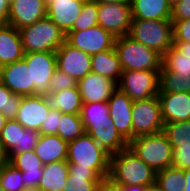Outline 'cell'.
<instances>
[{
	"label": "cell",
	"instance_id": "45",
	"mask_svg": "<svg viewBox=\"0 0 190 191\" xmlns=\"http://www.w3.org/2000/svg\"><path fill=\"white\" fill-rule=\"evenodd\" d=\"M97 4H113V3H121V2H130V0H91Z\"/></svg>",
	"mask_w": 190,
	"mask_h": 191
},
{
	"label": "cell",
	"instance_id": "36",
	"mask_svg": "<svg viewBox=\"0 0 190 191\" xmlns=\"http://www.w3.org/2000/svg\"><path fill=\"white\" fill-rule=\"evenodd\" d=\"M98 25V4L95 2H85L81 14L75 20L70 31H81Z\"/></svg>",
	"mask_w": 190,
	"mask_h": 191
},
{
	"label": "cell",
	"instance_id": "51",
	"mask_svg": "<svg viewBox=\"0 0 190 191\" xmlns=\"http://www.w3.org/2000/svg\"><path fill=\"white\" fill-rule=\"evenodd\" d=\"M181 0H168V3L171 7H174L177 3H179Z\"/></svg>",
	"mask_w": 190,
	"mask_h": 191
},
{
	"label": "cell",
	"instance_id": "28",
	"mask_svg": "<svg viewBox=\"0 0 190 191\" xmlns=\"http://www.w3.org/2000/svg\"><path fill=\"white\" fill-rule=\"evenodd\" d=\"M102 178L91 167L68 164L67 185L62 191H97Z\"/></svg>",
	"mask_w": 190,
	"mask_h": 191
},
{
	"label": "cell",
	"instance_id": "42",
	"mask_svg": "<svg viewBox=\"0 0 190 191\" xmlns=\"http://www.w3.org/2000/svg\"><path fill=\"white\" fill-rule=\"evenodd\" d=\"M11 0H0V26L7 25Z\"/></svg>",
	"mask_w": 190,
	"mask_h": 191
},
{
	"label": "cell",
	"instance_id": "15",
	"mask_svg": "<svg viewBox=\"0 0 190 191\" xmlns=\"http://www.w3.org/2000/svg\"><path fill=\"white\" fill-rule=\"evenodd\" d=\"M163 133L173 149L172 167L190 168V120L165 123Z\"/></svg>",
	"mask_w": 190,
	"mask_h": 191
},
{
	"label": "cell",
	"instance_id": "17",
	"mask_svg": "<svg viewBox=\"0 0 190 191\" xmlns=\"http://www.w3.org/2000/svg\"><path fill=\"white\" fill-rule=\"evenodd\" d=\"M51 108L52 106L48 96H22L15 119L25 129L39 132Z\"/></svg>",
	"mask_w": 190,
	"mask_h": 191
},
{
	"label": "cell",
	"instance_id": "20",
	"mask_svg": "<svg viewBox=\"0 0 190 191\" xmlns=\"http://www.w3.org/2000/svg\"><path fill=\"white\" fill-rule=\"evenodd\" d=\"M83 103L108 102L118 89L113 80L96 73H89L77 83Z\"/></svg>",
	"mask_w": 190,
	"mask_h": 191
},
{
	"label": "cell",
	"instance_id": "48",
	"mask_svg": "<svg viewBox=\"0 0 190 191\" xmlns=\"http://www.w3.org/2000/svg\"><path fill=\"white\" fill-rule=\"evenodd\" d=\"M7 121H8V119L0 112V134H1L4 126L6 125Z\"/></svg>",
	"mask_w": 190,
	"mask_h": 191
},
{
	"label": "cell",
	"instance_id": "24",
	"mask_svg": "<svg viewBox=\"0 0 190 191\" xmlns=\"http://www.w3.org/2000/svg\"><path fill=\"white\" fill-rule=\"evenodd\" d=\"M24 58L20 31L11 25L0 26V63L2 66Z\"/></svg>",
	"mask_w": 190,
	"mask_h": 191
},
{
	"label": "cell",
	"instance_id": "46",
	"mask_svg": "<svg viewBox=\"0 0 190 191\" xmlns=\"http://www.w3.org/2000/svg\"><path fill=\"white\" fill-rule=\"evenodd\" d=\"M7 162V156L4 153L0 143V167Z\"/></svg>",
	"mask_w": 190,
	"mask_h": 191
},
{
	"label": "cell",
	"instance_id": "16",
	"mask_svg": "<svg viewBox=\"0 0 190 191\" xmlns=\"http://www.w3.org/2000/svg\"><path fill=\"white\" fill-rule=\"evenodd\" d=\"M55 53L57 69L68 74L77 82L91 73V55L73 47L67 41Z\"/></svg>",
	"mask_w": 190,
	"mask_h": 191
},
{
	"label": "cell",
	"instance_id": "19",
	"mask_svg": "<svg viewBox=\"0 0 190 191\" xmlns=\"http://www.w3.org/2000/svg\"><path fill=\"white\" fill-rule=\"evenodd\" d=\"M44 0H11L8 25L20 30L46 17Z\"/></svg>",
	"mask_w": 190,
	"mask_h": 191
},
{
	"label": "cell",
	"instance_id": "12",
	"mask_svg": "<svg viewBox=\"0 0 190 191\" xmlns=\"http://www.w3.org/2000/svg\"><path fill=\"white\" fill-rule=\"evenodd\" d=\"M132 19L130 2L98 4V25L116 38L129 35Z\"/></svg>",
	"mask_w": 190,
	"mask_h": 191
},
{
	"label": "cell",
	"instance_id": "40",
	"mask_svg": "<svg viewBox=\"0 0 190 191\" xmlns=\"http://www.w3.org/2000/svg\"><path fill=\"white\" fill-rule=\"evenodd\" d=\"M190 19V0H181L172 7L171 21Z\"/></svg>",
	"mask_w": 190,
	"mask_h": 191
},
{
	"label": "cell",
	"instance_id": "22",
	"mask_svg": "<svg viewBox=\"0 0 190 191\" xmlns=\"http://www.w3.org/2000/svg\"><path fill=\"white\" fill-rule=\"evenodd\" d=\"M158 99L164 124L190 120V92L159 93Z\"/></svg>",
	"mask_w": 190,
	"mask_h": 191
},
{
	"label": "cell",
	"instance_id": "5",
	"mask_svg": "<svg viewBox=\"0 0 190 191\" xmlns=\"http://www.w3.org/2000/svg\"><path fill=\"white\" fill-rule=\"evenodd\" d=\"M114 49L123 71L161 70L162 56L129 35L117 37Z\"/></svg>",
	"mask_w": 190,
	"mask_h": 191
},
{
	"label": "cell",
	"instance_id": "1",
	"mask_svg": "<svg viewBox=\"0 0 190 191\" xmlns=\"http://www.w3.org/2000/svg\"><path fill=\"white\" fill-rule=\"evenodd\" d=\"M80 116L85 133L110 155L129 147V142L113 124L107 102L83 103Z\"/></svg>",
	"mask_w": 190,
	"mask_h": 191
},
{
	"label": "cell",
	"instance_id": "33",
	"mask_svg": "<svg viewBox=\"0 0 190 191\" xmlns=\"http://www.w3.org/2000/svg\"><path fill=\"white\" fill-rule=\"evenodd\" d=\"M156 183L164 191H184V170L171 166L158 171L156 172Z\"/></svg>",
	"mask_w": 190,
	"mask_h": 191
},
{
	"label": "cell",
	"instance_id": "47",
	"mask_svg": "<svg viewBox=\"0 0 190 191\" xmlns=\"http://www.w3.org/2000/svg\"><path fill=\"white\" fill-rule=\"evenodd\" d=\"M146 191H164L157 183L147 186Z\"/></svg>",
	"mask_w": 190,
	"mask_h": 191
},
{
	"label": "cell",
	"instance_id": "38",
	"mask_svg": "<svg viewBox=\"0 0 190 191\" xmlns=\"http://www.w3.org/2000/svg\"><path fill=\"white\" fill-rule=\"evenodd\" d=\"M61 112L57 109L51 108L44 120L39 133L42 135H55L59 129Z\"/></svg>",
	"mask_w": 190,
	"mask_h": 191
},
{
	"label": "cell",
	"instance_id": "4",
	"mask_svg": "<svg viewBox=\"0 0 190 191\" xmlns=\"http://www.w3.org/2000/svg\"><path fill=\"white\" fill-rule=\"evenodd\" d=\"M66 161L78 167H91L102 179L109 176L110 154L86 133L68 142Z\"/></svg>",
	"mask_w": 190,
	"mask_h": 191
},
{
	"label": "cell",
	"instance_id": "32",
	"mask_svg": "<svg viewBox=\"0 0 190 191\" xmlns=\"http://www.w3.org/2000/svg\"><path fill=\"white\" fill-rule=\"evenodd\" d=\"M85 133L80 114L61 113L59 129L56 135L70 142Z\"/></svg>",
	"mask_w": 190,
	"mask_h": 191
},
{
	"label": "cell",
	"instance_id": "10",
	"mask_svg": "<svg viewBox=\"0 0 190 191\" xmlns=\"http://www.w3.org/2000/svg\"><path fill=\"white\" fill-rule=\"evenodd\" d=\"M132 139L163 132V118L158 96L133 101Z\"/></svg>",
	"mask_w": 190,
	"mask_h": 191
},
{
	"label": "cell",
	"instance_id": "18",
	"mask_svg": "<svg viewBox=\"0 0 190 191\" xmlns=\"http://www.w3.org/2000/svg\"><path fill=\"white\" fill-rule=\"evenodd\" d=\"M1 82L14 94L21 96L34 95L31 66L24 59L4 65Z\"/></svg>",
	"mask_w": 190,
	"mask_h": 191
},
{
	"label": "cell",
	"instance_id": "39",
	"mask_svg": "<svg viewBox=\"0 0 190 191\" xmlns=\"http://www.w3.org/2000/svg\"><path fill=\"white\" fill-rule=\"evenodd\" d=\"M173 26L174 42L190 43V19L171 21Z\"/></svg>",
	"mask_w": 190,
	"mask_h": 191
},
{
	"label": "cell",
	"instance_id": "49",
	"mask_svg": "<svg viewBox=\"0 0 190 191\" xmlns=\"http://www.w3.org/2000/svg\"><path fill=\"white\" fill-rule=\"evenodd\" d=\"M21 191H42L38 186L25 187Z\"/></svg>",
	"mask_w": 190,
	"mask_h": 191
},
{
	"label": "cell",
	"instance_id": "8",
	"mask_svg": "<svg viewBox=\"0 0 190 191\" xmlns=\"http://www.w3.org/2000/svg\"><path fill=\"white\" fill-rule=\"evenodd\" d=\"M129 36L163 56L173 46L171 20H132Z\"/></svg>",
	"mask_w": 190,
	"mask_h": 191
},
{
	"label": "cell",
	"instance_id": "23",
	"mask_svg": "<svg viewBox=\"0 0 190 191\" xmlns=\"http://www.w3.org/2000/svg\"><path fill=\"white\" fill-rule=\"evenodd\" d=\"M84 3L79 0H55V3L46 6V16L66 35L81 14Z\"/></svg>",
	"mask_w": 190,
	"mask_h": 191
},
{
	"label": "cell",
	"instance_id": "50",
	"mask_svg": "<svg viewBox=\"0 0 190 191\" xmlns=\"http://www.w3.org/2000/svg\"><path fill=\"white\" fill-rule=\"evenodd\" d=\"M83 2H90L91 0H79ZM45 5L47 6L49 3H55V0H44Z\"/></svg>",
	"mask_w": 190,
	"mask_h": 191
},
{
	"label": "cell",
	"instance_id": "9",
	"mask_svg": "<svg viewBox=\"0 0 190 191\" xmlns=\"http://www.w3.org/2000/svg\"><path fill=\"white\" fill-rule=\"evenodd\" d=\"M117 87L132 101L150 99L159 94L160 71H123Z\"/></svg>",
	"mask_w": 190,
	"mask_h": 191
},
{
	"label": "cell",
	"instance_id": "34",
	"mask_svg": "<svg viewBox=\"0 0 190 191\" xmlns=\"http://www.w3.org/2000/svg\"><path fill=\"white\" fill-rule=\"evenodd\" d=\"M0 186L4 191H21L26 187L21 171L8 161L0 167Z\"/></svg>",
	"mask_w": 190,
	"mask_h": 191
},
{
	"label": "cell",
	"instance_id": "7",
	"mask_svg": "<svg viewBox=\"0 0 190 191\" xmlns=\"http://www.w3.org/2000/svg\"><path fill=\"white\" fill-rule=\"evenodd\" d=\"M129 148L156 172L172 166V145L163 132L136 137Z\"/></svg>",
	"mask_w": 190,
	"mask_h": 191
},
{
	"label": "cell",
	"instance_id": "6",
	"mask_svg": "<svg viewBox=\"0 0 190 191\" xmlns=\"http://www.w3.org/2000/svg\"><path fill=\"white\" fill-rule=\"evenodd\" d=\"M24 53L55 52L66 35L47 16L19 30Z\"/></svg>",
	"mask_w": 190,
	"mask_h": 191
},
{
	"label": "cell",
	"instance_id": "52",
	"mask_svg": "<svg viewBox=\"0 0 190 191\" xmlns=\"http://www.w3.org/2000/svg\"><path fill=\"white\" fill-rule=\"evenodd\" d=\"M2 68H3V66L0 63V81H1V77H2Z\"/></svg>",
	"mask_w": 190,
	"mask_h": 191
},
{
	"label": "cell",
	"instance_id": "37",
	"mask_svg": "<svg viewBox=\"0 0 190 191\" xmlns=\"http://www.w3.org/2000/svg\"><path fill=\"white\" fill-rule=\"evenodd\" d=\"M77 83L74 78L56 69L49 83V94L77 87Z\"/></svg>",
	"mask_w": 190,
	"mask_h": 191
},
{
	"label": "cell",
	"instance_id": "43",
	"mask_svg": "<svg viewBox=\"0 0 190 191\" xmlns=\"http://www.w3.org/2000/svg\"><path fill=\"white\" fill-rule=\"evenodd\" d=\"M124 191H146L147 186L142 185H121Z\"/></svg>",
	"mask_w": 190,
	"mask_h": 191
},
{
	"label": "cell",
	"instance_id": "21",
	"mask_svg": "<svg viewBox=\"0 0 190 191\" xmlns=\"http://www.w3.org/2000/svg\"><path fill=\"white\" fill-rule=\"evenodd\" d=\"M109 115L120 134L130 142L132 140V105L133 101L117 89L107 102Z\"/></svg>",
	"mask_w": 190,
	"mask_h": 191
},
{
	"label": "cell",
	"instance_id": "26",
	"mask_svg": "<svg viewBox=\"0 0 190 191\" xmlns=\"http://www.w3.org/2000/svg\"><path fill=\"white\" fill-rule=\"evenodd\" d=\"M68 142L59 135L40 134L34 151L43 165L67 159Z\"/></svg>",
	"mask_w": 190,
	"mask_h": 191
},
{
	"label": "cell",
	"instance_id": "25",
	"mask_svg": "<svg viewBox=\"0 0 190 191\" xmlns=\"http://www.w3.org/2000/svg\"><path fill=\"white\" fill-rule=\"evenodd\" d=\"M8 162L21 171L26 187L39 186L43 176V163L34 150L16 154Z\"/></svg>",
	"mask_w": 190,
	"mask_h": 191
},
{
	"label": "cell",
	"instance_id": "3",
	"mask_svg": "<svg viewBox=\"0 0 190 191\" xmlns=\"http://www.w3.org/2000/svg\"><path fill=\"white\" fill-rule=\"evenodd\" d=\"M108 178L118 185L149 186L156 183V171L128 147L110 155Z\"/></svg>",
	"mask_w": 190,
	"mask_h": 191
},
{
	"label": "cell",
	"instance_id": "35",
	"mask_svg": "<svg viewBox=\"0 0 190 191\" xmlns=\"http://www.w3.org/2000/svg\"><path fill=\"white\" fill-rule=\"evenodd\" d=\"M22 96L12 93L0 81V112L7 119H15L19 109Z\"/></svg>",
	"mask_w": 190,
	"mask_h": 191
},
{
	"label": "cell",
	"instance_id": "30",
	"mask_svg": "<svg viewBox=\"0 0 190 191\" xmlns=\"http://www.w3.org/2000/svg\"><path fill=\"white\" fill-rule=\"evenodd\" d=\"M68 163L66 160L43 165L39 188L42 191H62L67 185Z\"/></svg>",
	"mask_w": 190,
	"mask_h": 191
},
{
	"label": "cell",
	"instance_id": "44",
	"mask_svg": "<svg viewBox=\"0 0 190 191\" xmlns=\"http://www.w3.org/2000/svg\"><path fill=\"white\" fill-rule=\"evenodd\" d=\"M184 175H185L184 191H190V168L184 170Z\"/></svg>",
	"mask_w": 190,
	"mask_h": 191
},
{
	"label": "cell",
	"instance_id": "11",
	"mask_svg": "<svg viewBox=\"0 0 190 191\" xmlns=\"http://www.w3.org/2000/svg\"><path fill=\"white\" fill-rule=\"evenodd\" d=\"M40 133L25 129L16 119H8L0 134V143L9 161L14 155L34 150Z\"/></svg>",
	"mask_w": 190,
	"mask_h": 191
},
{
	"label": "cell",
	"instance_id": "2",
	"mask_svg": "<svg viewBox=\"0 0 190 191\" xmlns=\"http://www.w3.org/2000/svg\"><path fill=\"white\" fill-rule=\"evenodd\" d=\"M190 92V43L173 42L162 56L159 93Z\"/></svg>",
	"mask_w": 190,
	"mask_h": 191
},
{
	"label": "cell",
	"instance_id": "29",
	"mask_svg": "<svg viewBox=\"0 0 190 191\" xmlns=\"http://www.w3.org/2000/svg\"><path fill=\"white\" fill-rule=\"evenodd\" d=\"M91 60L92 73L105 76L118 84L123 70L114 48L91 55Z\"/></svg>",
	"mask_w": 190,
	"mask_h": 191
},
{
	"label": "cell",
	"instance_id": "27",
	"mask_svg": "<svg viewBox=\"0 0 190 191\" xmlns=\"http://www.w3.org/2000/svg\"><path fill=\"white\" fill-rule=\"evenodd\" d=\"M132 20H171L168 0H130Z\"/></svg>",
	"mask_w": 190,
	"mask_h": 191
},
{
	"label": "cell",
	"instance_id": "41",
	"mask_svg": "<svg viewBox=\"0 0 190 191\" xmlns=\"http://www.w3.org/2000/svg\"><path fill=\"white\" fill-rule=\"evenodd\" d=\"M97 191H124V187L114 183L107 177L101 180Z\"/></svg>",
	"mask_w": 190,
	"mask_h": 191
},
{
	"label": "cell",
	"instance_id": "13",
	"mask_svg": "<svg viewBox=\"0 0 190 191\" xmlns=\"http://www.w3.org/2000/svg\"><path fill=\"white\" fill-rule=\"evenodd\" d=\"M115 39L116 37L99 25L66 34V41L70 45L89 55L113 49Z\"/></svg>",
	"mask_w": 190,
	"mask_h": 191
},
{
	"label": "cell",
	"instance_id": "31",
	"mask_svg": "<svg viewBox=\"0 0 190 191\" xmlns=\"http://www.w3.org/2000/svg\"><path fill=\"white\" fill-rule=\"evenodd\" d=\"M51 106L61 113L80 114L83 101L79 88L72 87L48 95Z\"/></svg>",
	"mask_w": 190,
	"mask_h": 191
},
{
	"label": "cell",
	"instance_id": "14",
	"mask_svg": "<svg viewBox=\"0 0 190 191\" xmlns=\"http://www.w3.org/2000/svg\"><path fill=\"white\" fill-rule=\"evenodd\" d=\"M28 66H31L32 83H34V95H49V83L55 70V52L24 53L23 58Z\"/></svg>",
	"mask_w": 190,
	"mask_h": 191
}]
</instances>
